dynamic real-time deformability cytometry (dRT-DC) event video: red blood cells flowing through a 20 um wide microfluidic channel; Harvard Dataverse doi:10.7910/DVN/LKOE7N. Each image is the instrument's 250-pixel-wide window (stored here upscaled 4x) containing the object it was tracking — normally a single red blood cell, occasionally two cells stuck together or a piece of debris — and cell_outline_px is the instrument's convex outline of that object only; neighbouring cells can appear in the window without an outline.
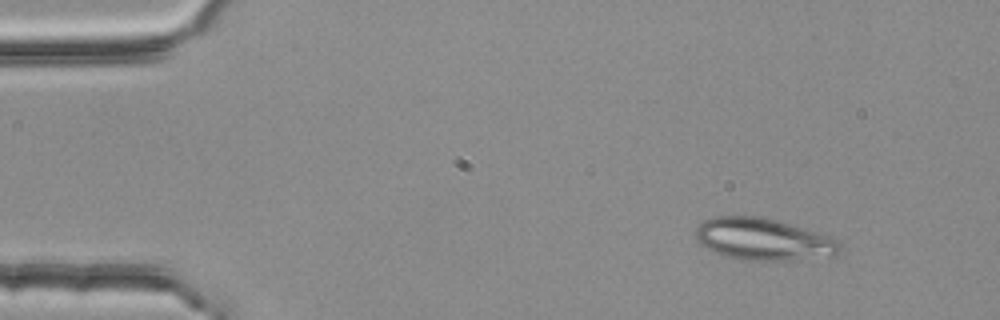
{"species": "common noctule bat (a hibernating species)", "species_latin": "Nyctalus noctula", "temperature_condition": "room temperature", "stored_images_in_passage": 3, "camera_frame_rate_fps": 3000, "um_per_image_px": 0.085, "animal": {"sex": "female", "body_mass_g": 25.1}, "frame": {"image": 1, "passage_image": 1, "time_ms": 0.0, "image_size_px": [1000, 320], "cell_outline_px": [[840, 248], [836, 256], [792, 260], [740, 260], [724, 256], [700, 244], [696, 236], [696, 228], [704, 220], [712, 216], [760, 216], [776, 220], [820, 232], [836, 240], [840, 244]], "centroid_in_image_um": [64.89, 20.34], "position_along_channel_um": 20.1, "area_um2": 35.32}}